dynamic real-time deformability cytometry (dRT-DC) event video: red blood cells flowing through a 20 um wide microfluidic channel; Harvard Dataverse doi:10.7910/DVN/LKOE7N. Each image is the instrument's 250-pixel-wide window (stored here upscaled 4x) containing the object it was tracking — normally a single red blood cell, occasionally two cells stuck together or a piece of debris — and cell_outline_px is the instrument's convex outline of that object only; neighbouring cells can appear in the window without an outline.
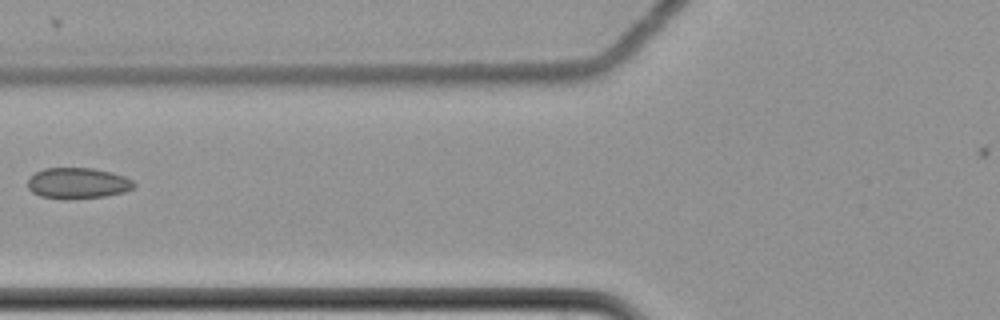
{"species": "common noctule bat (a hibernating species)", "species_latin": "Nyctalus noctula", "temperature_condition": "cold", "stored_images_in_passage": 9, "camera_frame_rate_fps": 3000, "um_per_image_px": 0.085, "animal": {"sex": "female", "body_mass_g": 22.7, "forearm_length_mm": 54.2}, "frame": {"image": 1, "passage_image": 7, "time_ms": 2.0, "image_size_px": [1000, 320], "cell_outline_px": [[136, 188], [124, 192], [104, 196], [64, 200], [40, 196], [32, 192], [28, 188], [28, 180], [36, 172], [44, 168], [92, 168], [112, 172], [124, 176], [132, 180], [136, 184]], "centroid_in_image_um": [6.63, 15.58], "position_along_channel_um": 119.2, "area_um2": 19.31}}
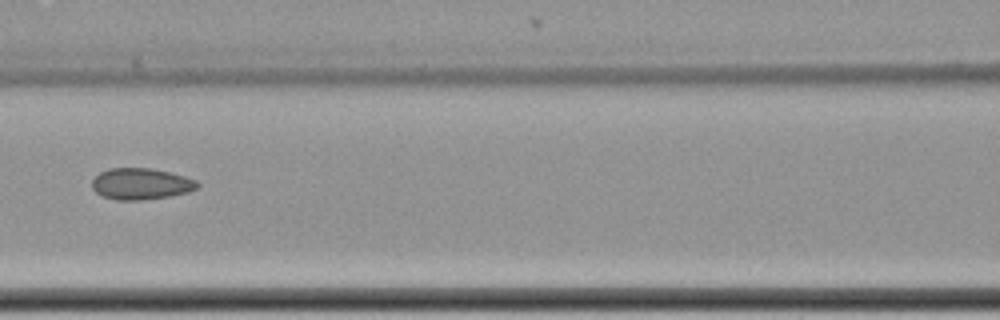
{"frame": {"image": 2, "passage_image": 8, "time_ms": 2.333, "image_size_px": [1000, 320], "cell_outline_px": [[200, 188], [188, 192], [168, 196], [140, 200], [116, 200], [104, 196], [96, 192], [92, 188], [92, 180], [100, 172], [108, 168], [152, 168], [184, 176], [196, 180], [200, 184]], "centroid_in_image_um": [11.99, 15.62], "position_along_channel_um": 154.6, "area_um2": 19.25}}
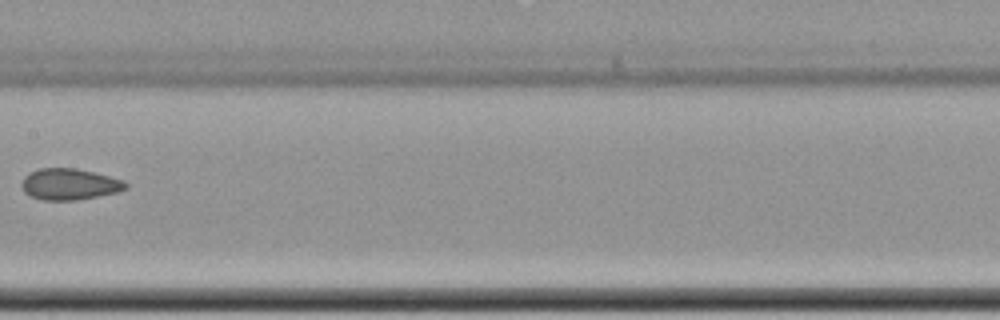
{"frame": {"image": 3, "passage_image": 9, "time_ms": 2.667, "image_size_px": [1000, 320], "cell_outline_px": [[128, 188], [116, 192], [76, 200], [44, 200], [32, 196], [24, 192], [20, 184], [24, 176], [40, 168], [76, 168], [124, 180], [128, 184]], "centroid_in_image_um": [5.89, 15.65], "position_along_channel_um": 201.5, "area_um2": 18.79}}